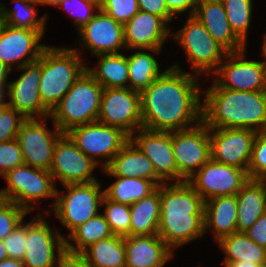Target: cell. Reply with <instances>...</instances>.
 <instances>
[{"label": "cell", "mask_w": 266, "mask_h": 267, "mask_svg": "<svg viewBox=\"0 0 266 267\" xmlns=\"http://www.w3.org/2000/svg\"><path fill=\"white\" fill-rule=\"evenodd\" d=\"M237 232H245L266 213V184L249 179L236 194Z\"/></svg>", "instance_id": "cell-28"}, {"label": "cell", "mask_w": 266, "mask_h": 267, "mask_svg": "<svg viewBox=\"0 0 266 267\" xmlns=\"http://www.w3.org/2000/svg\"><path fill=\"white\" fill-rule=\"evenodd\" d=\"M15 4L13 9L6 7L5 3L0 0V9L6 20V25L15 28L29 29L38 31L42 36L46 33V23L49 20L48 15L45 13L38 16L39 5L36 0H12Z\"/></svg>", "instance_id": "cell-33"}, {"label": "cell", "mask_w": 266, "mask_h": 267, "mask_svg": "<svg viewBox=\"0 0 266 267\" xmlns=\"http://www.w3.org/2000/svg\"><path fill=\"white\" fill-rule=\"evenodd\" d=\"M248 180L244 169L210 159L187 182L205 202L215 197L236 195Z\"/></svg>", "instance_id": "cell-15"}, {"label": "cell", "mask_w": 266, "mask_h": 267, "mask_svg": "<svg viewBox=\"0 0 266 267\" xmlns=\"http://www.w3.org/2000/svg\"><path fill=\"white\" fill-rule=\"evenodd\" d=\"M97 121L119 128L131 137L143 128L140 92L130 88H103Z\"/></svg>", "instance_id": "cell-10"}, {"label": "cell", "mask_w": 266, "mask_h": 267, "mask_svg": "<svg viewBox=\"0 0 266 267\" xmlns=\"http://www.w3.org/2000/svg\"><path fill=\"white\" fill-rule=\"evenodd\" d=\"M113 236V233L100 212L96 216L77 227L66 239V250L82 253L90 245ZM75 243V244H73Z\"/></svg>", "instance_id": "cell-36"}, {"label": "cell", "mask_w": 266, "mask_h": 267, "mask_svg": "<svg viewBox=\"0 0 266 267\" xmlns=\"http://www.w3.org/2000/svg\"><path fill=\"white\" fill-rule=\"evenodd\" d=\"M88 1H91V2L95 3L97 6L100 7L104 0H88Z\"/></svg>", "instance_id": "cell-57"}, {"label": "cell", "mask_w": 266, "mask_h": 267, "mask_svg": "<svg viewBox=\"0 0 266 267\" xmlns=\"http://www.w3.org/2000/svg\"><path fill=\"white\" fill-rule=\"evenodd\" d=\"M79 47L93 55L121 53L125 49L123 24L99 9L78 32Z\"/></svg>", "instance_id": "cell-18"}, {"label": "cell", "mask_w": 266, "mask_h": 267, "mask_svg": "<svg viewBox=\"0 0 266 267\" xmlns=\"http://www.w3.org/2000/svg\"><path fill=\"white\" fill-rule=\"evenodd\" d=\"M221 2L232 31L247 45L254 10L253 0H221Z\"/></svg>", "instance_id": "cell-37"}, {"label": "cell", "mask_w": 266, "mask_h": 267, "mask_svg": "<svg viewBox=\"0 0 266 267\" xmlns=\"http://www.w3.org/2000/svg\"><path fill=\"white\" fill-rule=\"evenodd\" d=\"M102 92L103 87L85 70L52 109L49 119L62 133L75 126L96 122Z\"/></svg>", "instance_id": "cell-4"}, {"label": "cell", "mask_w": 266, "mask_h": 267, "mask_svg": "<svg viewBox=\"0 0 266 267\" xmlns=\"http://www.w3.org/2000/svg\"><path fill=\"white\" fill-rule=\"evenodd\" d=\"M173 251L205 236L204 214L160 216L157 234Z\"/></svg>", "instance_id": "cell-26"}, {"label": "cell", "mask_w": 266, "mask_h": 267, "mask_svg": "<svg viewBox=\"0 0 266 267\" xmlns=\"http://www.w3.org/2000/svg\"><path fill=\"white\" fill-rule=\"evenodd\" d=\"M102 208L104 212L101 213L109 224L113 235L130 236L131 215L129 205L113 202L104 195Z\"/></svg>", "instance_id": "cell-38"}, {"label": "cell", "mask_w": 266, "mask_h": 267, "mask_svg": "<svg viewBox=\"0 0 266 267\" xmlns=\"http://www.w3.org/2000/svg\"><path fill=\"white\" fill-rule=\"evenodd\" d=\"M8 258L7 256V251L3 245L2 240H0V261H2L3 259Z\"/></svg>", "instance_id": "cell-55"}, {"label": "cell", "mask_w": 266, "mask_h": 267, "mask_svg": "<svg viewBox=\"0 0 266 267\" xmlns=\"http://www.w3.org/2000/svg\"><path fill=\"white\" fill-rule=\"evenodd\" d=\"M66 134L77 147L102 169L130 140L121 129L98 121L71 128ZM100 158V159H99Z\"/></svg>", "instance_id": "cell-8"}, {"label": "cell", "mask_w": 266, "mask_h": 267, "mask_svg": "<svg viewBox=\"0 0 266 267\" xmlns=\"http://www.w3.org/2000/svg\"><path fill=\"white\" fill-rule=\"evenodd\" d=\"M256 134L251 129H209L211 159L247 172Z\"/></svg>", "instance_id": "cell-17"}, {"label": "cell", "mask_w": 266, "mask_h": 267, "mask_svg": "<svg viewBox=\"0 0 266 267\" xmlns=\"http://www.w3.org/2000/svg\"><path fill=\"white\" fill-rule=\"evenodd\" d=\"M140 11L161 17L168 25L175 19L169 12L165 0H138Z\"/></svg>", "instance_id": "cell-46"}, {"label": "cell", "mask_w": 266, "mask_h": 267, "mask_svg": "<svg viewBox=\"0 0 266 267\" xmlns=\"http://www.w3.org/2000/svg\"><path fill=\"white\" fill-rule=\"evenodd\" d=\"M245 233L255 243L266 248V213L261 215Z\"/></svg>", "instance_id": "cell-48"}, {"label": "cell", "mask_w": 266, "mask_h": 267, "mask_svg": "<svg viewBox=\"0 0 266 267\" xmlns=\"http://www.w3.org/2000/svg\"><path fill=\"white\" fill-rule=\"evenodd\" d=\"M193 16L228 53L247 49V46L232 31L221 1L198 0Z\"/></svg>", "instance_id": "cell-22"}, {"label": "cell", "mask_w": 266, "mask_h": 267, "mask_svg": "<svg viewBox=\"0 0 266 267\" xmlns=\"http://www.w3.org/2000/svg\"><path fill=\"white\" fill-rule=\"evenodd\" d=\"M22 164V151L16 138L0 143V176Z\"/></svg>", "instance_id": "cell-45"}, {"label": "cell", "mask_w": 266, "mask_h": 267, "mask_svg": "<svg viewBox=\"0 0 266 267\" xmlns=\"http://www.w3.org/2000/svg\"><path fill=\"white\" fill-rule=\"evenodd\" d=\"M171 32L172 39L180 45L193 74L210 77L219 67L228 53L218 44L204 25L193 15L186 17V22L178 31Z\"/></svg>", "instance_id": "cell-5"}, {"label": "cell", "mask_w": 266, "mask_h": 267, "mask_svg": "<svg viewBox=\"0 0 266 267\" xmlns=\"http://www.w3.org/2000/svg\"><path fill=\"white\" fill-rule=\"evenodd\" d=\"M60 8L67 11L68 15L73 16L75 31L83 28L100 9L95 3L88 0H63Z\"/></svg>", "instance_id": "cell-41"}, {"label": "cell", "mask_w": 266, "mask_h": 267, "mask_svg": "<svg viewBox=\"0 0 266 267\" xmlns=\"http://www.w3.org/2000/svg\"><path fill=\"white\" fill-rule=\"evenodd\" d=\"M172 28L159 16L138 11L123 25L126 49H162Z\"/></svg>", "instance_id": "cell-21"}, {"label": "cell", "mask_w": 266, "mask_h": 267, "mask_svg": "<svg viewBox=\"0 0 266 267\" xmlns=\"http://www.w3.org/2000/svg\"><path fill=\"white\" fill-rule=\"evenodd\" d=\"M247 49L227 53L212 74V88L238 91H266V73L262 61L249 60Z\"/></svg>", "instance_id": "cell-9"}, {"label": "cell", "mask_w": 266, "mask_h": 267, "mask_svg": "<svg viewBox=\"0 0 266 267\" xmlns=\"http://www.w3.org/2000/svg\"><path fill=\"white\" fill-rule=\"evenodd\" d=\"M49 117L26 119L17 134L24 164L49 171L57 140L64 134L54 124L49 129Z\"/></svg>", "instance_id": "cell-11"}, {"label": "cell", "mask_w": 266, "mask_h": 267, "mask_svg": "<svg viewBox=\"0 0 266 267\" xmlns=\"http://www.w3.org/2000/svg\"><path fill=\"white\" fill-rule=\"evenodd\" d=\"M47 45L41 53L39 94L51 112L86 70L81 48Z\"/></svg>", "instance_id": "cell-3"}, {"label": "cell", "mask_w": 266, "mask_h": 267, "mask_svg": "<svg viewBox=\"0 0 266 267\" xmlns=\"http://www.w3.org/2000/svg\"><path fill=\"white\" fill-rule=\"evenodd\" d=\"M169 12L176 18L181 13H186L188 16H192L198 5V0H165Z\"/></svg>", "instance_id": "cell-47"}, {"label": "cell", "mask_w": 266, "mask_h": 267, "mask_svg": "<svg viewBox=\"0 0 266 267\" xmlns=\"http://www.w3.org/2000/svg\"><path fill=\"white\" fill-rule=\"evenodd\" d=\"M94 67L86 65V71L103 88H128L129 73L127 55L121 53L98 55Z\"/></svg>", "instance_id": "cell-30"}, {"label": "cell", "mask_w": 266, "mask_h": 267, "mask_svg": "<svg viewBox=\"0 0 266 267\" xmlns=\"http://www.w3.org/2000/svg\"><path fill=\"white\" fill-rule=\"evenodd\" d=\"M16 71L22 72L17 79L9 82L6 104L26 119L49 117L50 111L43 105L39 94L41 55L36 62L24 65Z\"/></svg>", "instance_id": "cell-16"}, {"label": "cell", "mask_w": 266, "mask_h": 267, "mask_svg": "<svg viewBox=\"0 0 266 267\" xmlns=\"http://www.w3.org/2000/svg\"><path fill=\"white\" fill-rule=\"evenodd\" d=\"M100 9L123 25L140 10L138 0H104Z\"/></svg>", "instance_id": "cell-43"}, {"label": "cell", "mask_w": 266, "mask_h": 267, "mask_svg": "<svg viewBox=\"0 0 266 267\" xmlns=\"http://www.w3.org/2000/svg\"><path fill=\"white\" fill-rule=\"evenodd\" d=\"M63 187L66 192L56 190L52 213L70 231L66 239L77 227L100 213L105 194L101 181L67 184Z\"/></svg>", "instance_id": "cell-6"}, {"label": "cell", "mask_w": 266, "mask_h": 267, "mask_svg": "<svg viewBox=\"0 0 266 267\" xmlns=\"http://www.w3.org/2000/svg\"><path fill=\"white\" fill-rule=\"evenodd\" d=\"M161 52V49H136L135 53L127 55L128 88L141 93L166 70L161 71L160 61L152 55Z\"/></svg>", "instance_id": "cell-29"}, {"label": "cell", "mask_w": 266, "mask_h": 267, "mask_svg": "<svg viewBox=\"0 0 266 267\" xmlns=\"http://www.w3.org/2000/svg\"><path fill=\"white\" fill-rule=\"evenodd\" d=\"M38 4L59 7L63 0H36Z\"/></svg>", "instance_id": "cell-53"}, {"label": "cell", "mask_w": 266, "mask_h": 267, "mask_svg": "<svg viewBox=\"0 0 266 267\" xmlns=\"http://www.w3.org/2000/svg\"><path fill=\"white\" fill-rule=\"evenodd\" d=\"M91 267H125L124 237L111 236L90 245L81 253Z\"/></svg>", "instance_id": "cell-34"}, {"label": "cell", "mask_w": 266, "mask_h": 267, "mask_svg": "<svg viewBox=\"0 0 266 267\" xmlns=\"http://www.w3.org/2000/svg\"><path fill=\"white\" fill-rule=\"evenodd\" d=\"M130 140L151 160L156 174L165 182H178L172 132L140 128Z\"/></svg>", "instance_id": "cell-19"}, {"label": "cell", "mask_w": 266, "mask_h": 267, "mask_svg": "<svg viewBox=\"0 0 266 267\" xmlns=\"http://www.w3.org/2000/svg\"><path fill=\"white\" fill-rule=\"evenodd\" d=\"M247 174L253 180H263L266 177V129L257 131Z\"/></svg>", "instance_id": "cell-39"}, {"label": "cell", "mask_w": 266, "mask_h": 267, "mask_svg": "<svg viewBox=\"0 0 266 267\" xmlns=\"http://www.w3.org/2000/svg\"><path fill=\"white\" fill-rule=\"evenodd\" d=\"M224 267H263L261 264L246 261L229 262Z\"/></svg>", "instance_id": "cell-52"}, {"label": "cell", "mask_w": 266, "mask_h": 267, "mask_svg": "<svg viewBox=\"0 0 266 267\" xmlns=\"http://www.w3.org/2000/svg\"><path fill=\"white\" fill-rule=\"evenodd\" d=\"M0 267H25L22 260L6 258L0 261Z\"/></svg>", "instance_id": "cell-51"}, {"label": "cell", "mask_w": 266, "mask_h": 267, "mask_svg": "<svg viewBox=\"0 0 266 267\" xmlns=\"http://www.w3.org/2000/svg\"><path fill=\"white\" fill-rule=\"evenodd\" d=\"M199 76L173 63L141 95L143 128L174 132L202 122V94ZM201 87V88H200Z\"/></svg>", "instance_id": "cell-1"}, {"label": "cell", "mask_w": 266, "mask_h": 267, "mask_svg": "<svg viewBox=\"0 0 266 267\" xmlns=\"http://www.w3.org/2000/svg\"><path fill=\"white\" fill-rule=\"evenodd\" d=\"M263 35H264L263 36L264 38H262L263 41H262L261 51H262V56L264 57L262 63H263V67H264L265 73H266V33Z\"/></svg>", "instance_id": "cell-54"}, {"label": "cell", "mask_w": 266, "mask_h": 267, "mask_svg": "<svg viewBox=\"0 0 266 267\" xmlns=\"http://www.w3.org/2000/svg\"><path fill=\"white\" fill-rule=\"evenodd\" d=\"M98 166L64 133L56 142L49 172L55 185L92 183L98 181L93 173Z\"/></svg>", "instance_id": "cell-14"}, {"label": "cell", "mask_w": 266, "mask_h": 267, "mask_svg": "<svg viewBox=\"0 0 266 267\" xmlns=\"http://www.w3.org/2000/svg\"><path fill=\"white\" fill-rule=\"evenodd\" d=\"M13 72L6 64L0 61V108L6 105V94L8 89V77Z\"/></svg>", "instance_id": "cell-50"}, {"label": "cell", "mask_w": 266, "mask_h": 267, "mask_svg": "<svg viewBox=\"0 0 266 267\" xmlns=\"http://www.w3.org/2000/svg\"><path fill=\"white\" fill-rule=\"evenodd\" d=\"M216 243L224 252L223 266L229 262L251 261L266 267V248L251 240L245 232H234Z\"/></svg>", "instance_id": "cell-31"}, {"label": "cell", "mask_w": 266, "mask_h": 267, "mask_svg": "<svg viewBox=\"0 0 266 267\" xmlns=\"http://www.w3.org/2000/svg\"><path fill=\"white\" fill-rule=\"evenodd\" d=\"M130 236L157 235L160 220V190L129 206Z\"/></svg>", "instance_id": "cell-32"}, {"label": "cell", "mask_w": 266, "mask_h": 267, "mask_svg": "<svg viewBox=\"0 0 266 267\" xmlns=\"http://www.w3.org/2000/svg\"><path fill=\"white\" fill-rule=\"evenodd\" d=\"M202 122L209 129H266V91H238L207 86Z\"/></svg>", "instance_id": "cell-2"}, {"label": "cell", "mask_w": 266, "mask_h": 267, "mask_svg": "<svg viewBox=\"0 0 266 267\" xmlns=\"http://www.w3.org/2000/svg\"><path fill=\"white\" fill-rule=\"evenodd\" d=\"M212 231L214 242L237 232L236 195L220 196L204 202V233Z\"/></svg>", "instance_id": "cell-27"}, {"label": "cell", "mask_w": 266, "mask_h": 267, "mask_svg": "<svg viewBox=\"0 0 266 267\" xmlns=\"http://www.w3.org/2000/svg\"><path fill=\"white\" fill-rule=\"evenodd\" d=\"M111 177H135L152 180L157 186L165 183L155 172L151 160L129 140L103 169Z\"/></svg>", "instance_id": "cell-24"}, {"label": "cell", "mask_w": 266, "mask_h": 267, "mask_svg": "<svg viewBox=\"0 0 266 267\" xmlns=\"http://www.w3.org/2000/svg\"><path fill=\"white\" fill-rule=\"evenodd\" d=\"M26 118L7 104L0 108V143L13 140Z\"/></svg>", "instance_id": "cell-42"}, {"label": "cell", "mask_w": 266, "mask_h": 267, "mask_svg": "<svg viewBox=\"0 0 266 267\" xmlns=\"http://www.w3.org/2000/svg\"><path fill=\"white\" fill-rule=\"evenodd\" d=\"M42 38L38 31L6 25L0 36V61L12 71L36 62L47 46Z\"/></svg>", "instance_id": "cell-20"}, {"label": "cell", "mask_w": 266, "mask_h": 267, "mask_svg": "<svg viewBox=\"0 0 266 267\" xmlns=\"http://www.w3.org/2000/svg\"><path fill=\"white\" fill-rule=\"evenodd\" d=\"M2 242L8 258L23 260L27 242V223H19Z\"/></svg>", "instance_id": "cell-44"}, {"label": "cell", "mask_w": 266, "mask_h": 267, "mask_svg": "<svg viewBox=\"0 0 266 267\" xmlns=\"http://www.w3.org/2000/svg\"><path fill=\"white\" fill-rule=\"evenodd\" d=\"M124 245L125 267H164L175 257L174 251L158 235L126 236Z\"/></svg>", "instance_id": "cell-23"}, {"label": "cell", "mask_w": 266, "mask_h": 267, "mask_svg": "<svg viewBox=\"0 0 266 267\" xmlns=\"http://www.w3.org/2000/svg\"><path fill=\"white\" fill-rule=\"evenodd\" d=\"M38 213L27 222L25 267H56L60 255L66 250L65 235L50 227L46 217Z\"/></svg>", "instance_id": "cell-12"}, {"label": "cell", "mask_w": 266, "mask_h": 267, "mask_svg": "<svg viewBox=\"0 0 266 267\" xmlns=\"http://www.w3.org/2000/svg\"><path fill=\"white\" fill-rule=\"evenodd\" d=\"M5 26H6V20L2 14L1 9H0V36H1Z\"/></svg>", "instance_id": "cell-56"}, {"label": "cell", "mask_w": 266, "mask_h": 267, "mask_svg": "<svg viewBox=\"0 0 266 267\" xmlns=\"http://www.w3.org/2000/svg\"><path fill=\"white\" fill-rule=\"evenodd\" d=\"M115 181L104 189L105 196L113 202L131 205L149 196L157 189L152 180L135 177H115Z\"/></svg>", "instance_id": "cell-35"}, {"label": "cell", "mask_w": 266, "mask_h": 267, "mask_svg": "<svg viewBox=\"0 0 266 267\" xmlns=\"http://www.w3.org/2000/svg\"><path fill=\"white\" fill-rule=\"evenodd\" d=\"M3 177L8 186L0 189L1 199L14 202L29 214L37 209L36 203L39 205L38 202H42V199L52 198L54 201L51 209L53 208L57 187L49 171L22 164Z\"/></svg>", "instance_id": "cell-7"}, {"label": "cell", "mask_w": 266, "mask_h": 267, "mask_svg": "<svg viewBox=\"0 0 266 267\" xmlns=\"http://www.w3.org/2000/svg\"><path fill=\"white\" fill-rule=\"evenodd\" d=\"M172 146L178 171V182L187 181L211 159L209 128L196 126L172 132Z\"/></svg>", "instance_id": "cell-13"}, {"label": "cell", "mask_w": 266, "mask_h": 267, "mask_svg": "<svg viewBox=\"0 0 266 267\" xmlns=\"http://www.w3.org/2000/svg\"><path fill=\"white\" fill-rule=\"evenodd\" d=\"M160 190V216L204 214V201L187 182L163 183Z\"/></svg>", "instance_id": "cell-25"}, {"label": "cell", "mask_w": 266, "mask_h": 267, "mask_svg": "<svg viewBox=\"0 0 266 267\" xmlns=\"http://www.w3.org/2000/svg\"><path fill=\"white\" fill-rule=\"evenodd\" d=\"M56 267H91L81 253L65 250L59 257Z\"/></svg>", "instance_id": "cell-49"}, {"label": "cell", "mask_w": 266, "mask_h": 267, "mask_svg": "<svg viewBox=\"0 0 266 267\" xmlns=\"http://www.w3.org/2000/svg\"><path fill=\"white\" fill-rule=\"evenodd\" d=\"M27 214L29 213L24 208L14 202L0 198V240L5 239L19 223L25 221Z\"/></svg>", "instance_id": "cell-40"}]
</instances>
